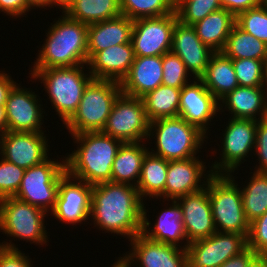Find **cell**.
<instances>
[{"instance_id": "6da1fadb", "label": "cell", "mask_w": 267, "mask_h": 267, "mask_svg": "<svg viewBox=\"0 0 267 267\" xmlns=\"http://www.w3.org/2000/svg\"><path fill=\"white\" fill-rule=\"evenodd\" d=\"M144 203L135 186L99 183L92 187L89 221L99 231L130 241L141 233Z\"/></svg>"}, {"instance_id": "7a4b0ae2", "label": "cell", "mask_w": 267, "mask_h": 267, "mask_svg": "<svg viewBox=\"0 0 267 267\" xmlns=\"http://www.w3.org/2000/svg\"><path fill=\"white\" fill-rule=\"evenodd\" d=\"M77 149L65 156L66 172L90 185L112 182V166L121 140L102 131L71 135Z\"/></svg>"}, {"instance_id": "3957f363", "label": "cell", "mask_w": 267, "mask_h": 267, "mask_svg": "<svg viewBox=\"0 0 267 267\" xmlns=\"http://www.w3.org/2000/svg\"><path fill=\"white\" fill-rule=\"evenodd\" d=\"M51 23L37 57L29 69L74 67L88 63V25L69 18L64 12Z\"/></svg>"}, {"instance_id": "277c9868", "label": "cell", "mask_w": 267, "mask_h": 267, "mask_svg": "<svg viewBox=\"0 0 267 267\" xmlns=\"http://www.w3.org/2000/svg\"><path fill=\"white\" fill-rule=\"evenodd\" d=\"M86 68H85V67ZM87 64L74 67H54L47 69H30L32 83L39 81L53 109L65 123L77 110L87 85L94 79ZM87 71V72H86ZM31 76V77H30Z\"/></svg>"}, {"instance_id": "5b68a950", "label": "cell", "mask_w": 267, "mask_h": 267, "mask_svg": "<svg viewBox=\"0 0 267 267\" xmlns=\"http://www.w3.org/2000/svg\"><path fill=\"white\" fill-rule=\"evenodd\" d=\"M208 138L197 126L182 117H173L150 122L147 141L152 144L155 139L153 143L156 149H150L149 146L150 153L168 161H176L196 157L197 153L202 152Z\"/></svg>"}, {"instance_id": "8992f818", "label": "cell", "mask_w": 267, "mask_h": 267, "mask_svg": "<svg viewBox=\"0 0 267 267\" xmlns=\"http://www.w3.org/2000/svg\"><path fill=\"white\" fill-rule=\"evenodd\" d=\"M47 215V216H46ZM49 213L45 210L23 202L15 197L0 199V233L11 237L0 242V246L9 249H21L12 239L30 242L39 247L48 246L49 237L44 224ZM20 239V240H19ZM9 241V242H8Z\"/></svg>"}, {"instance_id": "52a82bcc", "label": "cell", "mask_w": 267, "mask_h": 267, "mask_svg": "<svg viewBox=\"0 0 267 267\" xmlns=\"http://www.w3.org/2000/svg\"><path fill=\"white\" fill-rule=\"evenodd\" d=\"M121 93L119 82L93 79L85 88L77 110L63 127L71 135L102 131L112 106Z\"/></svg>"}, {"instance_id": "ba28073f", "label": "cell", "mask_w": 267, "mask_h": 267, "mask_svg": "<svg viewBox=\"0 0 267 267\" xmlns=\"http://www.w3.org/2000/svg\"><path fill=\"white\" fill-rule=\"evenodd\" d=\"M233 173L213 174L207 182L212 216L217 232L244 234L250 223L246 219L241 190Z\"/></svg>"}, {"instance_id": "9c48e42d", "label": "cell", "mask_w": 267, "mask_h": 267, "mask_svg": "<svg viewBox=\"0 0 267 267\" xmlns=\"http://www.w3.org/2000/svg\"><path fill=\"white\" fill-rule=\"evenodd\" d=\"M58 158L48 157L26 169L13 197L50 213L55 207L60 179L66 173L65 157H61L62 160Z\"/></svg>"}, {"instance_id": "30bf717a", "label": "cell", "mask_w": 267, "mask_h": 267, "mask_svg": "<svg viewBox=\"0 0 267 267\" xmlns=\"http://www.w3.org/2000/svg\"><path fill=\"white\" fill-rule=\"evenodd\" d=\"M227 122L221 135L222 142L219 141L221 143L219 160H214V163L212 160L209 166L213 174H234L242 163L250 160L249 156L254 159L252 153L255 149L258 120L229 117Z\"/></svg>"}, {"instance_id": "8fae6325", "label": "cell", "mask_w": 267, "mask_h": 267, "mask_svg": "<svg viewBox=\"0 0 267 267\" xmlns=\"http://www.w3.org/2000/svg\"><path fill=\"white\" fill-rule=\"evenodd\" d=\"M150 122L141 98L121 93L115 100L102 132L127 142H146Z\"/></svg>"}, {"instance_id": "7c38bea8", "label": "cell", "mask_w": 267, "mask_h": 267, "mask_svg": "<svg viewBox=\"0 0 267 267\" xmlns=\"http://www.w3.org/2000/svg\"><path fill=\"white\" fill-rule=\"evenodd\" d=\"M128 242L130 250L111 267H187L186 249L150 240L141 233Z\"/></svg>"}, {"instance_id": "4fadbf2b", "label": "cell", "mask_w": 267, "mask_h": 267, "mask_svg": "<svg viewBox=\"0 0 267 267\" xmlns=\"http://www.w3.org/2000/svg\"><path fill=\"white\" fill-rule=\"evenodd\" d=\"M247 248L244 234L215 232L193 241L186 248L187 267H220L229 258Z\"/></svg>"}, {"instance_id": "5bb4252c", "label": "cell", "mask_w": 267, "mask_h": 267, "mask_svg": "<svg viewBox=\"0 0 267 267\" xmlns=\"http://www.w3.org/2000/svg\"><path fill=\"white\" fill-rule=\"evenodd\" d=\"M176 11L160 17L133 20L131 42L135 56H162L171 51Z\"/></svg>"}, {"instance_id": "9a60e30c", "label": "cell", "mask_w": 267, "mask_h": 267, "mask_svg": "<svg viewBox=\"0 0 267 267\" xmlns=\"http://www.w3.org/2000/svg\"><path fill=\"white\" fill-rule=\"evenodd\" d=\"M21 86L16 83L5 102L7 131L46 132L42 126L45 118L43 114L46 111L42 107L41 96L35 93L34 89Z\"/></svg>"}, {"instance_id": "2e32d148", "label": "cell", "mask_w": 267, "mask_h": 267, "mask_svg": "<svg viewBox=\"0 0 267 267\" xmlns=\"http://www.w3.org/2000/svg\"><path fill=\"white\" fill-rule=\"evenodd\" d=\"M92 187L66 172L60 179L55 207L49 215L61 224H69V227L85 225L90 215Z\"/></svg>"}, {"instance_id": "e0dca14e", "label": "cell", "mask_w": 267, "mask_h": 267, "mask_svg": "<svg viewBox=\"0 0 267 267\" xmlns=\"http://www.w3.org/2000/svg\"><path fill=\"white\" fill-rule=\"evenodd\" d=\"M47 136L45 132L6 131L0 134V157L24 169L40 164L52 156Z\"/></svg>"}, {"instance_id": "ac0fdd59", "label": "cell", "mask_w": 267, "mask_h": 267, "mask_svg": "<svg viewBox=\"0 0 267 267\" xmlns=\"http://www.w3.org/2000/svg\"><path fill=\"white\" fill-rule=\"evenodd\" d=\"M219 101L205 87L201 79H192L181 89L179 117L197 126L207 136L219 115ZM218 114V115H217ZM211 124V125H210ZM209 129V130H208Z\"/></svg>"}, {"instance_id": "d6986e66", "label": "cell", "mask_w": 267, "mask_h": 267, "mask_svg": "<svg viewBox=\"0 0 267 267\" xmlns=\"http://www.w3.org/2000/svg\"><path fill=\"white\" fill-rule=\"evenodd\" d=\"M207 162L199 155L185 160L169 161L164 200L177 198L200 191L206 187L212 170H207ZM203 181V182H202Z\"/></svg>"}, {"instance_id": "ffe728a7", "label": "cell", "mask_w": 267, "mask_h": 267, "mask_svg": "<svg viewBox=\"0 0 267 267\" xmlns=\"http://www.w3.org/2000/svg\"><path fill=\"white\" fill-rule=\"evenodd\" d=\"M161 201L164 203L168 201V204L165 203L167 205L166 208L161 209V212L157 213L159 215L155 216L154 223L149 221V214H147L149 211L146 209V205L143 204L141 234L150 240L186 249L188 241L183 227V213L180 204L177 200L173 199Z\"/></svg>"}, {"instance_id": "44dd1931", "label": "cell", "mask_w": 267, "mask_h": 267, "mask_svg": "<svg viewBox=\"0 0 267 267\" xmlns=\"http://www.w3.org/2000/svg\"><path fill=\"white\" fill-rule=\"evenodd\" d=\"M171 52L180 57L194 79H200L205 74L215 53L200 40L192 25L183 24L179 20L173 29Z\"/></svg>"}, {"instance_id": "7402d4cb", "label": "cell", "mask_w": 267, "mask_h": 267, "mask_svg": "<svg viewBox=\"0 0 267 267\" xmlns=\"http://www.w3.org/2000/svg\"><path fill=\"white\" fill-rule=\"evenodd\" d=\"M183 213V227L188 244L205 239L216 232L207 184L200 191L176 199Z\"/></svg>"}, {"instance_id": "603a6c76", "label": "cell", "mask_w": 267, "mask_h": 267, "mask_svg": "<svg viewBox=\"0 0 267 267\" xmlns=\"http://www.w3.org/2000/svg\"><path fill=\"white\" fill-rule=\"evenodd\" d=\"M225 111L236 119L267 118V87L238 86L219 100V113Z\"/></svg>"}, {"instance_id": "cb8c5ba5", "label": "cell", "mask_w": 267, "mask_h": 267, "mask_svg": "<svg viewBox=\"0 0 267 267\" xmlns=\"http://www.w3.org/2000/svg\"><path fill=\"white\" fill-rule=\"evenodd\" d=\"M132 42L113 45L97 52L87 63L96 80H112L121 83L134 62Z\"/></svg>"}, {"instance_id": "d4e9b609", "label": "cell", "mask_w": 267, "mask_h": 267, "mask_svg": "<svg viewBox=\"0 0 267 267\" xmlns=\"http://www.w3.org/2000/svg\"><path fill=\"white\" fill-rule=\"evenodd\" d=\"M162 56H135L128 75L122 80V93L141 98L162 85Z\"/></svg>"}, {"instance_id": "484cf974", "label": "cell", "mask_w": 267, "mask_h": 267, "mask_svg": "<svg viewBox=\"0 0 267 267\" xmlns=\"http://www.w3.org/2000/svg\"><path fill=\"white\" fill-rule=\"evenodd\" d=\"M133 20L119 15L109 20L88 25V61L99 51L110 46L131 42Z\"/></svg>"}, {"instance_id": "4316f807", "label": "cell", "mask_w": 267, "mask_h": 267, "mask_svg": "<svg viewBox=\"0 0 267 267\" xmlns=\"http://www.w3.org/2000/svg\"><path fill=\"white\" fill-rule=\"evenodd\" d=\"M147 142H127L119 147L112 166V182L137 186Z\"/></svg>"}, {"instance_id": "83f0119b", "label": "cell", "mask_w": 267, "mask_h": 267, "mask_svg": "<svg viewBox=\"0 0 267 267\" xmlns=\"http://www.w3.org/2000/svg\"><path fill=\"white\" fill-rule=\"evenodd\" d=\"M235 22L236 17L221 8L208 14L203 20L196 22L192 26L205 45L215 52H221Z\"/></svg>"}, {"instance_id": "f1b7e54d", "label": "cell", "mask_w": 267, "mask_h": 267, "mask_svg": "<svg viewBox=\"0 0 267 267\" xmlns=\"http://www.w3.org/2000/svg\"><path fill=\"white\" fill-rule=\"evenodd\" d=\"M200 79L218 101L239 86L232 59L222 52L212 55L206 72Z\"/></svg>"}, {"instance_id": "f546056e", "label": "cell", "mask_w": 267, "mask_h": 267, "mask_svg": "<svg viewBox=\"0 0 267 267\" xmlns=\"http://www.w3.org/2000/svg\"><path fill=\"white\" fill-rule=\"evenodd\" d=\"M169 161L150 152L144 157L136 188L140 198L163 199ZM151 197V198H150Z\"/></svg>"}, {"instance_id": "4dcf8cb0", "label": "cell", "mask_w": 267, "mask_h": 267, "mask_svg": "<svg viewBox=\"0 0 267 267\" xmlns=\"http://www.w3.org/2000/svg\"><path fill=\"white\" fill-rule=\"evenodd\" d=\"M62 12L86 25L121 15L119 0H74Z\"/></svg>"}, {"instance_id": "1f68e13d", "label": "cell", "mask_w": 267, "mask_h": 267, "mask_svg": "<svg viewBox=\"0 0 267 267\" xmlns=\"http://www.w3.org/2000/svg\"><path fill=\"white\" fill-rule=\"evenodd\" d=\"M181 89L159 85L141 97L149 122L179 117Z\"/></svg>"}, {"instance_id": "d6a6232c", "label": "cell", "mask_w": 267, "mask_h": 267, "mask_svg": "<svg viewBox=\"0 0 267 267\" xmlns=\"http://www.w3.org/2000/svg\"><path fill=\"white\" fill-rule=\"evenodd\" d=\"M250 177L240 186L246 219L251 223L267 211V172H249ZM247 181V182H246Z\"/></svg>"}, {"instance_id": "836d02e7", "label": "cell", "mask_w": 267, "mask_h": 267, "mask_svg": "<svg viewBox=\"0 0 267 267\" xmlns=\"http://www.w3.org/2000/svg\"><path fill=\"white\" fill-rule=\"evenodd\" d=\"M221 52L231 59L251 58L265 62L267 44L235 24Z\"/></svg>"}, {"instance_id": "e575fe53", "label": "cell", "mask_w": 267, "mask_h": 267, "mask_svg": "<svg viewBox=\"0 0 267 267\" xmlns=\"http://www.w3.org/2000/svg\"><path fill=\"white\" fill-rule=\"evenodd\" d=\"M121 14L136 20L160 17L175 11V0H119Z\"/></svg>"}, {"instance_id": "d590c367", "label": "cell", "mask_w": 267, "mask_h": 267, "mask_svg": "<svg viewBox=\"0 0 267 267\" xmlns=\"http://www.w3.org/2000/svg\"><path fill=\"white\" fill-rule=\"evenodd\" d=\"M221 8L219 0H175L178 20L186 25H193Z\"/></svg>"}, {"instance_id": "8d00e7d4", "label": "cell", "mask_w": 267, "mask_h": 267, "mask_svg": "<svg viewBox=\"0 0 267 267\" xmlns=\"http://www.w3.org/2000/svg\"><path fill=\"white\" fill-rule=\"evenodd\" d=\"M232 62L239 86H266L264 61L243 58Z\"/></svg>"}, {"instance_id": "74e56055", "label": "cell", "mask_w": 267, "mask_h": 267, "mask_svg": "<svg viewBox=\"0 0 267 267\" xmlns=\"http://www.w3.org/2000/svg\"><path fill=\"white\" fill-rule=\"evenodd\" d=\"M162 66V85L182 89L194 79L180 57L171 51L162 55Z\"/></svg>"}, {"instance_id": "f35d334b", "label": "cell", "mask_w": 267, "mask_h": 267, "mask_svg": "<svg viewBox=\"0 0 267 267\" xmlns=\"http://www.w3.org/2000/svg\"><path fill=\"white\" fill-rule=\"evenodd\" d=\"M235 24L246 33L252 34L267 44V11L260 5L241 12L236 16Z\"/></svg>"}, {"instance_id": "ab89813d", "label": "cell", "mask_w": 267, "mask_h": 267, "mask_svg": "<svg viewBox=\"0 0 267 267\" xmlns=\"http://www.w3.org/2000/svg\"><path fill=\"white\" fill-rule=\"evenodd\" d=\"M25 170L0 158V199L13 197L17 193Z\"/></svg>"}, {"instance_id": "60d3db41", "label": "cell", "mask_w": 267, "mask_h": 267, "mask_svg": "<svg viewBox=\"0 0 267 267\" xmlns=\"http://www.w3.org/2000/svg\"><path fill=\"white\" fill-rule=\"evenodd\" d=\"M247 247L256 254H263L267 250V211L250 223Z\"/></svg>"}, {"instance_id": "b9f144b4", "label": "cell", "mask_w": 267, "mask_h": 267, "mask_svg": "<svg viewBox=\"0 0 267 267\" xmlns=\"http://www.w3.org/2000/svg\"><path fill=\"white\" fill-rule=\"evenodd\" d=\"M253 156L257 157L258 161L251 171L267 172V118L260 119L257 122L256 140Z\"/></svg>"}, {"instance_id": "7bdbcfd3", "label": "cell", "mask_w": 267, "mask_h": 267, "mask_svg": "<svg viewBox=\"0 0 267 267\" xmlns=\"http://www.w3.org/2000/svg\"><path fill=\"white\" fill-rule=\"evenodd\" d=\"M23 252L0 246V267H33L31 257Z\"/></svg>"}, {"instance_id": "ee69618b", "label": "cell", "mask_w": 267, "mask_h": 267, "mask_svg": "<svg viewBox=\"0 0 267 267\" xmlns=\"http://www.w3.org/2000/svg\"><path fill=\"white\" fill-rule=\"evenodd\" d=\"M31 10L33 9L26 0H0V13L3 12V15L6 14L13 19L26 17Z\"/></svg>"}, {"instance_id": "f6af8a7d", "label": "cell", "mask_w": 267, "mask_h": 267, "mask_svg": "<svg viewBox=\"0 0 267 267\" xmlns=\"http://www.w3.org/2000/svg\"><path fill=\"white\" fill-rule=\"evenodd\" d=\"M221 7L235 17L244 11L253 9L259 6V0H219Z\"/></svg>"}, {"instance_id": "bcb514c9", "label": "cell", "mask_w": 267, "mask_h": 267, "mask_svg": "<svg viewBox=\"0 0 267 267\" xmlns=\"http://www.w3.org/2000/svg\"><path fill=\"white\" fill-rule=\"evenodd\" d=\"M256 255L252 249L247 247L240 254L226 260L220 267H247Z\"/></svg>"}, {"instance_id": "7dc6e473", "label": "cell", "mask_w": 267, "mask_h": 267, "mask_svg": "<svg viewBox=\"0 0 267 267\" xmlns=\"http://www.w3.org/2000/svg\"><path fill=\"white\" fill-rule=\"evenodd\" d=\"M17 82L3 69L0 71V105H5L9 91Z\"/></svg>"}, {"instance_id": "c3c4849f", "label": "cell", "mask_w": 267, "mask_h": 267, "mask_svg": "<svg viewBox=\"0 0 267 267\" xmlns=\"http://www.w3.org/2000/svg\"><path fill=\"white\" fill-rule=\"evenodd\" d=\"M26 2L34 10L38 8H44V10H47V7H57L58 9L60 8L59 0H26Z\"/></svg>"}, {"instance_id": "681fc988", "label": "cell", "mask_w": 267, "mask_h": 267, "mask_svg": "<svg viewBox=\"0 0 267 267\" xmlns=\"http://www.w3.org/2000/svg\"><path fill=\"white\" fill-rule=\"evenodd\" d=\"M247 267H267V260L262 254H257Z\"/></svg>"}, {"instance_id": "f907efd6", "label": "cell", "mask_w": 267, "mask_h": 267, "mask_svg": "<svg viewBox=\"0 0 267 267\" xmlns=\"http://www.w3.org/2000/svg\"><path fill=\"white\" fill-rule=\"evenodd\" d=\"M7 131V118L5 105H0V134Z\"/></svg>"}, {"instance_id": "816d5d0a", "label": "cell", "mask_w": 267, "mask_h": 267, "mask_svg": "<svg viewBox=\"0 0 267 267\" xmlns=\"http://www.w3.org/2000/svg\"><path fill=\"white\" fill-rule=\"evenodd\" d=\"M74 0H59L60 9L63 11Z\"/></svg>"}, {"instance_id": "f5cc1de1", "label": "cell", "mask_w": 267, "mask_h": 267, "mask_svg": "<svg viewBox=\"0 0 267 267\" xmlns=\"http://www.w3.org/2000/svg\"><path fill=\"white\" fill-rule=\"evenodd\" d=\"M259 5L267 11V0H259Z\"/></svg>"}, {"instance_id": "db71d44e", "label": "cell", "mask_w": 267, "mask_h": 267, "mask_svg": "<svg viewBox=\"0 0 267 267\" xmlns=\"http://www.w3.org/2000/svg\"><path fill=\"white\" fill-rule=\"evenodd\" d=\"M264 69H265V81H266V87H267V58L264 62Z\"/></svg>"}, {"instance_id": "11a10c76", "label": "cell", "mask_w": 267, "mask_h": 267, "mask_svg": "<svg viewBox=\"0 0 267 267\" xmlns=\"http://www.w3.org/2000/svg\"><path fill=\"white\" fill-rule=\"evenodd\" d=\"M267 260V250L262 254Z\"/></svg>"}]
</instances>
